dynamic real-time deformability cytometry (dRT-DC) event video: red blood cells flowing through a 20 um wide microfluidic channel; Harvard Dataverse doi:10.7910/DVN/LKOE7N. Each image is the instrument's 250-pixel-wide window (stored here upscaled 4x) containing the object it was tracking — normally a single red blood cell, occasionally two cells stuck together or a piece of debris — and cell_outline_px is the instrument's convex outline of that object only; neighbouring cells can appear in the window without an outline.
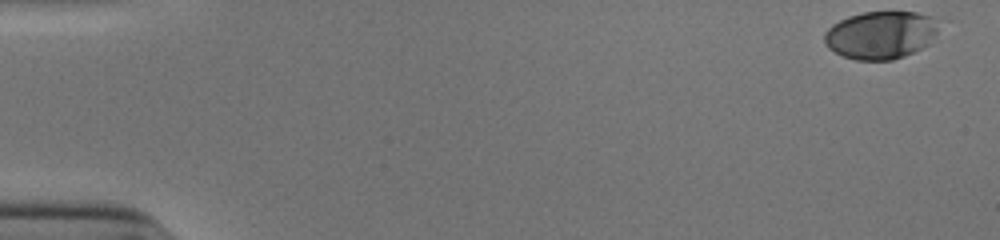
{"species": "human", "species_latin": "Homo sapiens", "temperature_condition": "cold", "stored_images_in_passage": 43, "camera_frame_rate_fps": 3000, "um_per_image_px": 0.085, "donor": {"sex": "male"}, "frame": {"image": 1, "passage_image": 1, "time_ms": 0.0, "image_size_px": [1000, 240], "cell_outline_px": [[940, 20], [936, 32], [928, 44], [904, 56], [892, 60], [856, 60], [844, 56], [828, 48], [824, 44], [824, 32], [832, 24], [848, 16], [864, 12], [916, 12], [932, 16]], "centroid_in_image_um": [74.85, 2.96], "position_along_channel_um": 10.2, "area_um2": 31.91}}
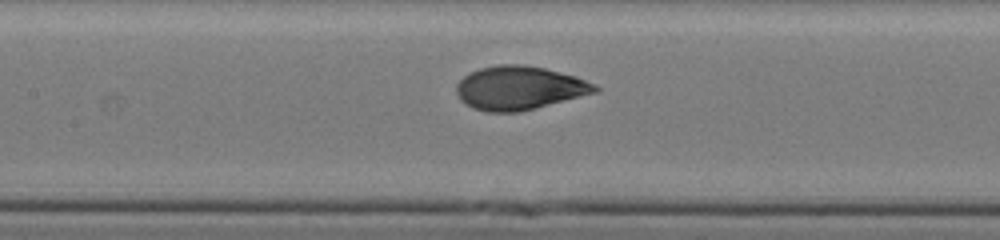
{"frame": {"image": 2, "passage_image": 25, "time_ms": 8.0, "image_size_px": [1000, 240], "cell_outline_px": [[600, 92], [520, 112], [488, 112], [472, 108], [464, 104], [460, 100], [456, 92], [456, 84], [464, 76], [480, 68], [500, 64], [520, 64], [544, 68], [576, 76], [596, 84], [600, 88]], "centroid_in_image_um": [44.17, 7.49], "position_along_channel_um": 163.2, "area_um2": 35.55}}
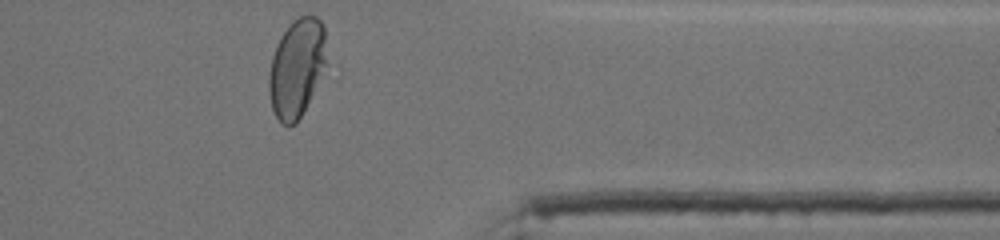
{"frame": {"image": 3, "passage_image": 43, "time_ms": 14.0, "image_size_px": [1000, 240], "cell_outline_px": [[340, 76], [296, 124], [288, 128], [280, 124], [272, 108], [268, 92], [268, 76], [272, 56], [276, 44], [280, 36], [288, 24], [292, 20], [300, 16], [316, 16], [320, 20], [324, 28], [340, 68]], "centroid_in_image_um": [25.57, 5.9], "position_along_channel_um": 385.8, "area_um2": 39.42}, "authors_computed_cell_mechanics": {"area_um2": 34.68, "velocity_mm_per_s": 3.8936, "shape_relaxation_time_tau1_ms": 3.7016, "shape_relaxation_time_tau2_ms": null, "deformation_change_tau1": 0.1802, "deformation_change_tau2": null}}